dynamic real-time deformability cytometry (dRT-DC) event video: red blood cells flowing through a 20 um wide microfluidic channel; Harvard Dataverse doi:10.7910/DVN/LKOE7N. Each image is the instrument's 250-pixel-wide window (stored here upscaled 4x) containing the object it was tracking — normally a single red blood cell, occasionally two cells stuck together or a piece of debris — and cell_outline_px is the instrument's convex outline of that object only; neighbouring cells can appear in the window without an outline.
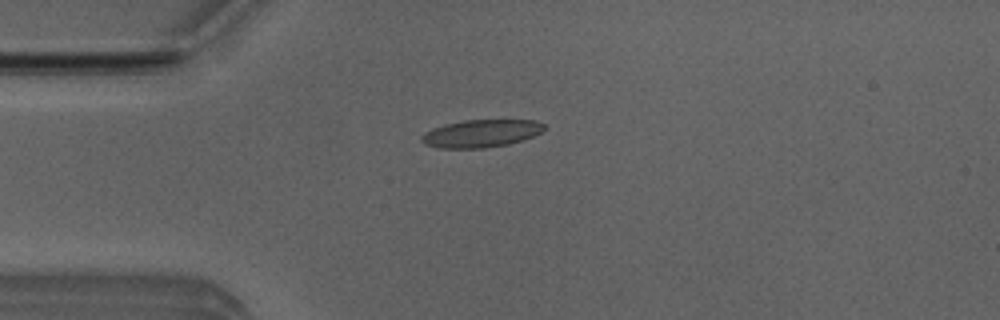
{"species": "Egyptian fruit bat (a non-hibernating species)", "species_latin": "Rousettus aegyptiacus", "temperature_condition": "room temperature", "stored_images_in_passage": 25, "camera_frame_rate_fps": 3000, "um_per_image_px": 0.085, "animal": {"sex": "male"}, "frame": {"image": 1, "passage_image": 3, "time_ms": 0.667, "image_size_px": [1000, 320], "cell_outline_px": [[548, 128], [524, 140], [508, 144], [484, 148], [436, 148], [424, 144], [420, 140], [420, 136], [424, 132], [432, 128], [444, 124], [464, 120], [532, 120], [544, 124]], "centroid_in_image_um": [40.85, 11.34], "position_along_channel_um": 44.1, "area_um2": 19.94}}
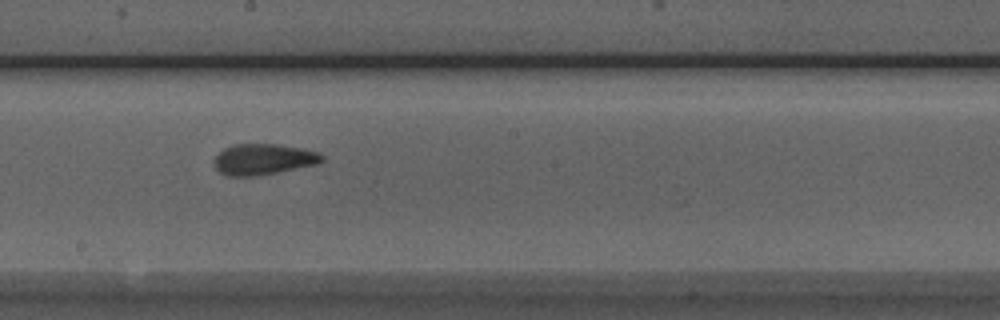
{"frame": {"image": 2, "passage_image": 18, "time_ms": 5.667, "image_size_px": [1000, 320], "cell_outline_px": [[324, 160], [316, 164], [256, 176], [224, 176], [216, 168], [212, 160], [224, 148], [232, 144], [276, 144], [304, 148], [320, 152], [324, 156]], "centroid_in_image_um": [22.37, 13.53], "position_along_channel_um": 225.8, "area_um2": 19.54}}
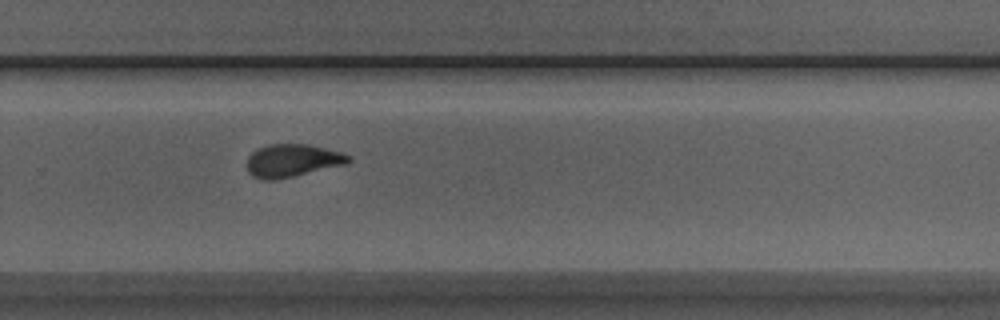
{"frame": {"image": 3, "passage_image": 24, "time_ms": 7.667, "image_size_px": [1000, 320], "cell_outline_px": [[352, 160], [344, 164], [276, 180], [260, 180], [252, 176], [248, 172], [248, 156], [252, 152], [268, 144], [308, 144], [340, 152], [352, 156]], "centroid_in_image_um": [24.82, 13.65], "position_along_channel_um": 305.0, "area_um2": 19.25}, "authors_computed_cell_mechanics": {"area_um2": 19.5364, "velocity_mm_per_s": 3.9649, "shape_relaxation_time_tau1_ms": 5.7362, "shape_relaxation_time_tau2_ms": 2.4526, "deformation_change_tau1": 0.1604, "deformation_change_tau2": 0.1045}}